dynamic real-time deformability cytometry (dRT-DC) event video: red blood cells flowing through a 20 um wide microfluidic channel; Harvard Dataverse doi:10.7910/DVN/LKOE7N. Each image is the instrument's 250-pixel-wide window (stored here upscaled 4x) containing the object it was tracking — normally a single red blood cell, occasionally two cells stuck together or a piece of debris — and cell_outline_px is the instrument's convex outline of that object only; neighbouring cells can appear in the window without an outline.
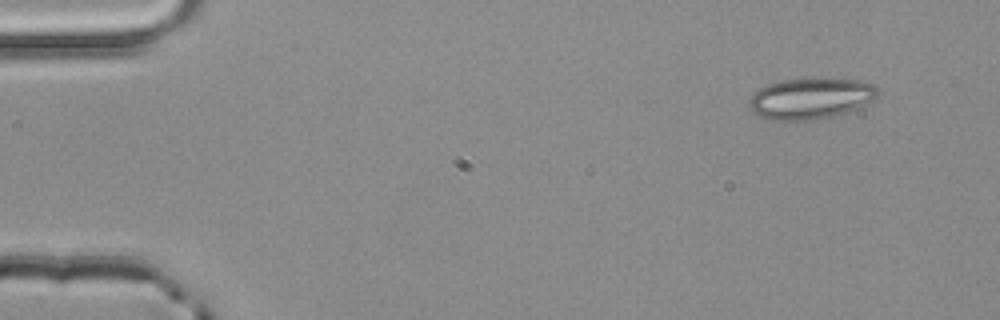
{"species": "common noctule bat (a hibernating species)", "species_latin": "Nyctalus noctula", "temperature_condition": "room temperature", "stored_images_in_passage": 3, "camera_frame_rate_fps": 3000, "um_per_image_px": 0.085, "animal": {"sex": "male", "body_mass_g": 20.4}, "frame": {"image": 1, "passage_image": 1, "time_ms": 0.0, "image_size_px": [1000, 320], "cell_outline_px": [[880, 92], [872, 100], [856, 108], [820, 120], [768, 120], [752, 112], [748, 104], [748, 100], [760, 88], [768, 84], [784, 80], [812, 76], [856, 80], [872, 84], [880, 88]], "centroid_in_image_um": [68.9, 8.34], "position_along_channel_um": 16.1, "area_um2": 31.21}}
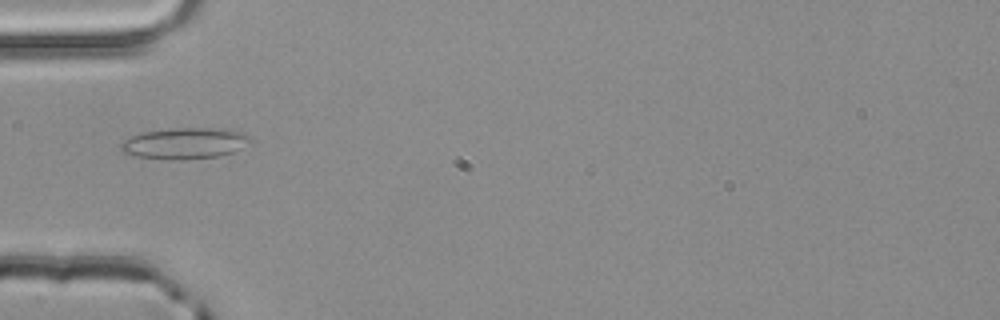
{"frame": {"image": 2, "passage_image": 3, "time_ms": 0.667, "image_size_px": [1000, 320], "cell_outline_px": [[252, 144], [232, 152], [220, 156], [184, 160], [168, 160], [136, 156], [124, 152], [120, 148], [120, 144], [124, 140], [140, 132], [168, 128], [224, 128], [244, 132], [252, 136]], "centroid_in_image_um": [15.77, 12.17], "position_along_channel_um": 69.2, "area_um2": 24.1}}